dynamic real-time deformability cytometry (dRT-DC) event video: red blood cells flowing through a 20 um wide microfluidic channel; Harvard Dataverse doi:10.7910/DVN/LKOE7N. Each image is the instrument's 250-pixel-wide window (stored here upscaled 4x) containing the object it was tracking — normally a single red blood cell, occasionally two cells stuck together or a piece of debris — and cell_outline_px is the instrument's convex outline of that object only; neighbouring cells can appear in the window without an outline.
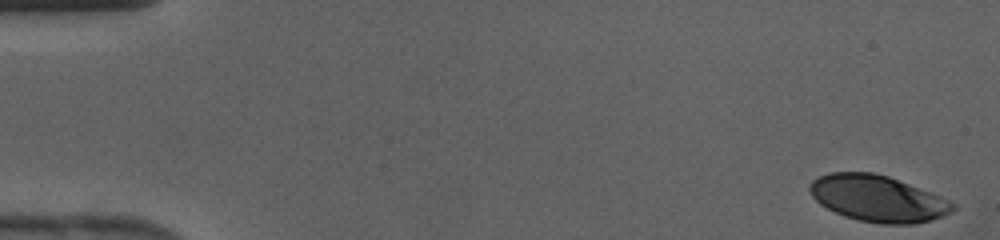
{"species": "human", "species_latin": "Homo sapiens", "temperature_condition": "cold", "stored_images_in_passage": 42, "camera_frame_rate_fps": 3000, "um_per_image_px": 0.085, "donor": {"sex": "female"}, "frame": {"image": 1, "passage_image": 1, "time_ms": 0.0, "image_size_px": [1000, 240], "cell_outline_px": [[956, 208], [952, 212], [916, 224], [880, 224], [856, 220], [844, 216], [820, 204], [812, 196], [808, 188], [812, 180], [828, 172], [872, 172], [888, 176], [948, 200], [956, 204]], "centroid_in_image_um": [74.57, 16.88], "position_along_channel_um": 10.4, "area_um2": 38.32}}
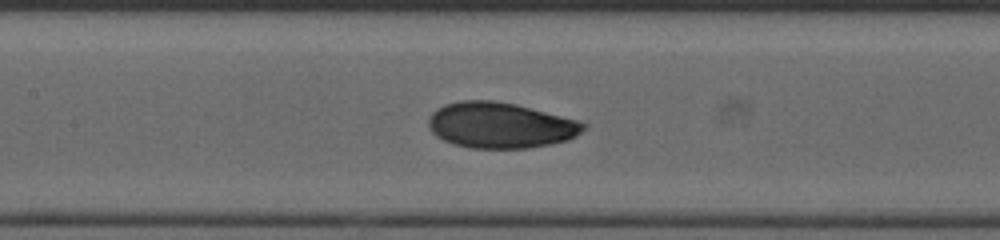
{"frame": {"image": 2, "passage_image": 20, "time_ms": 6.333, "image_size_px": [1000, 240], "cell_outline_px": [[588, 124], [576, 136], [568, 140], [528, 148], [472, 148], [452, 144], [436, 136], [432, 132], [428, 124], [428, 116], [436, 108], [444, 104], [460, 100], [496, 100], [516, 104], [576, 120]], "centroid_in_image_um": [42.48, 10.64], "position_along_channel_um": 164.9, "area_um2": 41.33}}
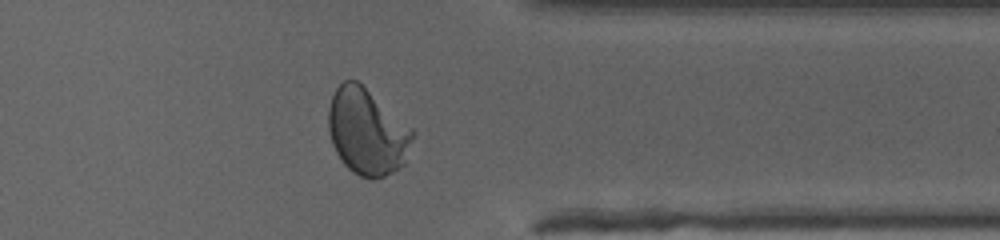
{"frame": {"image": 3, "passage_image": 34, "time_ms": 11.0, "image_size_px": [1000, 240], "cell_outline_px": [[416, 132], [404, 164], [392, 172], [384, 176], [372, 180], [360, 176], [352, 172], [344, 164], [336, 152], [332, 144], [328, 128], [328, 108], [332, 96], [336, 88], [344, 80], [356, 80], [412, 128]], "centroid_in_image_um": [31.2, 11.22], "position_along_channel_um": 380.2, "area_um2": 42.19}}